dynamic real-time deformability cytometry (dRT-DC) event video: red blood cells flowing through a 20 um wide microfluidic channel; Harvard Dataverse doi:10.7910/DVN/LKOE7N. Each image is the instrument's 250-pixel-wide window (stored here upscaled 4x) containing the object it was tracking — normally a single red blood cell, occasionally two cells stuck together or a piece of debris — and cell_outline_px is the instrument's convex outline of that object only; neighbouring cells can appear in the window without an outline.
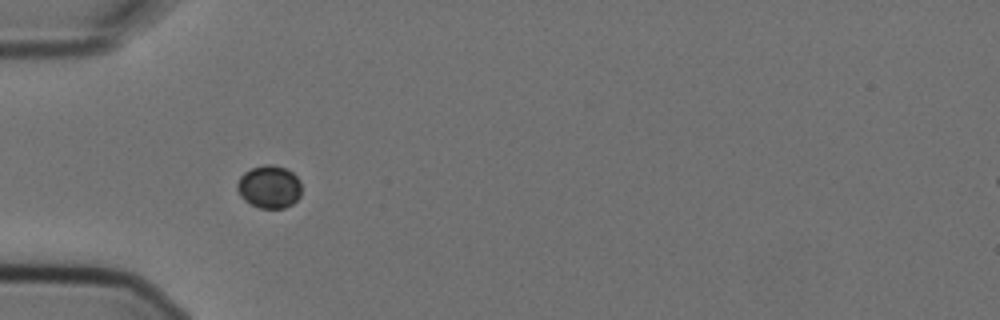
{"species": "Egyptian fruit bat (a non-hibernating species)", "species_latin": "Rousettus aegyptiacus", "temperature_condition": "cold", "stored_images_in_passage": 6, "camera_frame_rate_fps": 3000, "um_per_image_px": 0.085, "animal": {"sex": "female"}, "frame": {"image": 1, "passage_image": 5, "time_ms": 1.333, "image_size_px": [1000, 320], "cell_outline_px": [[300, 196], [292, 204], [284, 208], [260, 208], [244, 200], [240, 196], [236, 188], [236, 184], [240, 176], [244, 172], [252, 168], [264, 164], [272, 164], [284, 168], [292, 172], [300, 180]], "centroid_in_image_um": [22.87, 15.87], "position_along_channel_um": 62.1, "area_um2": 16.07}}
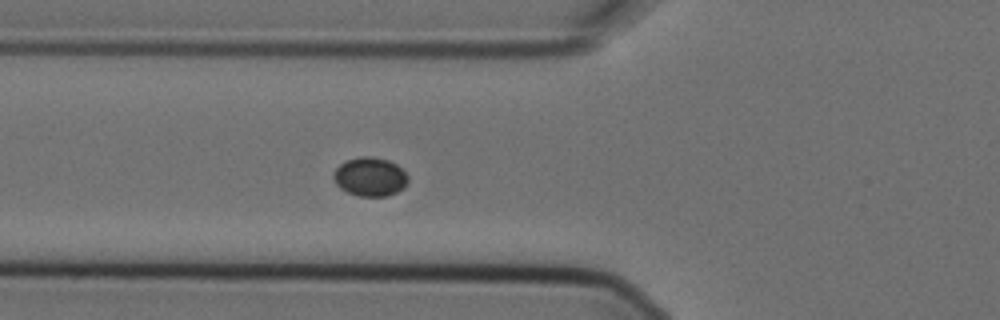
{"frame": {"image": 2, "passage_image": 6, "time_ms": 1.667, "image_size_px": [1000, 320], "cell_outline_px": [[408, 180], [404, 188], [388, 196], [360, 196], [348, 192], [340, 188], [332, 180], [332, 172], [344, 160], [360, 156], [372, 156], [388, 160], [396, 164], [408, 176]], "centroid_in_image_um": [31.42, 15.01], "position_along_channel_um": 94.4, "area_um2": 17.05}}